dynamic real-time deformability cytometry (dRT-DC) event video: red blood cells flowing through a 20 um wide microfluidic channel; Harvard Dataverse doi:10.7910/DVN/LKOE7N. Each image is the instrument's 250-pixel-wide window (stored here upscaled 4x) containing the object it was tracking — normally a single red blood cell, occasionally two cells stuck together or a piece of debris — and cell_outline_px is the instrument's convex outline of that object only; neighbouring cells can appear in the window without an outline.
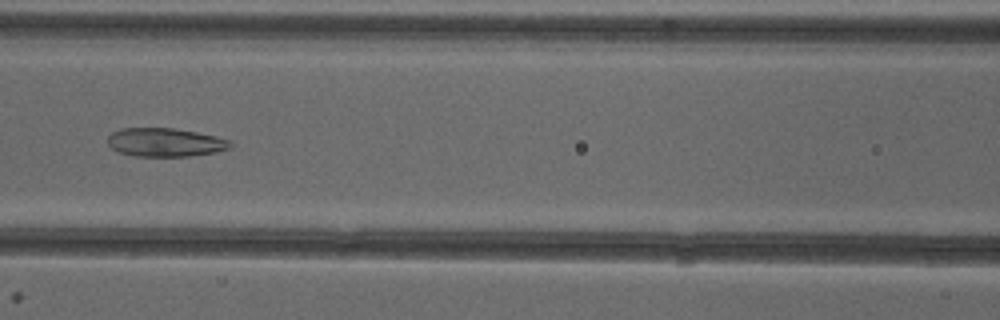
{"species": "common noctule bat (a hibernating species)", "species_latin": "Nyctalus noctula", "temperature_condition": "cold", "stored_images_in_passage": 49, "camera_frame_rate_fps": 3000, "um_per_image_px": 0.085, "animal": {"sex": "female"}, "frame": {"image": 1, "passage_image": 22, "time_ms": 7.0, "image_size_px": [1000, 320], "cell_outline_px": [[232, 144], [228, 148], [216, 152], [188, 156], [132, 156], [120, 152], [112, 148], [108, 144], [108, 136], [112, 132], [120, 128], [172, 128], [196, 132], [216, 136], [232, 140]], "centroid_in_image_um": [14.03, 12.09], "position_along_channel_um": 152.6, "area_um2": 20.4}}
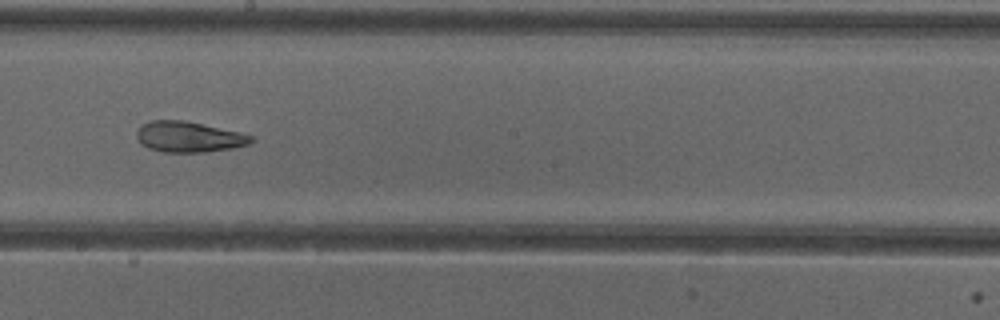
{"frame": {"image": 2, "passage_image": 28, "time_ms": 9.0, "image_size_px": [1000, 320], "cell_outline_px": [[256, 140], [248, 144], [232, 148], [204, 152], [164, 152], [148, 148], [140, 144], [136, 136], [136, 132], [140, 124], [148, 120], [184, 120], [240, 132], [252, 136]], "centroid_in_image_um": [16.0, 11.62], "position_along_channel_um": 232.2, "area_um2": 20.63}}
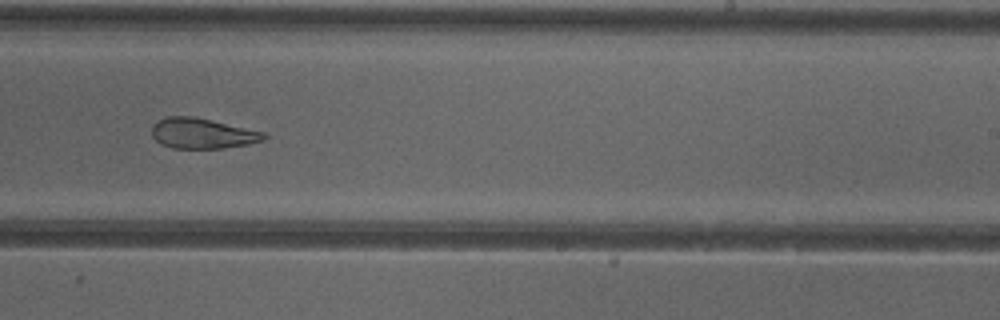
{"frame": {"image": 3, "passage_image": 31, "time_ms": 10.0, "image_size_px": [1000, 320], "cell_outline_px": [[268, 136], [264, 140], [248, 144], [220, 148], [172, 148], [160, 144], [152, 136], [152, 124], [156, 120], [164, 116], [192, 116], [268, 132]], "centroid_in_image_um": [17.2, 11.32], "position_along_channel_um": 271.8, "area_um2": 20.11}}